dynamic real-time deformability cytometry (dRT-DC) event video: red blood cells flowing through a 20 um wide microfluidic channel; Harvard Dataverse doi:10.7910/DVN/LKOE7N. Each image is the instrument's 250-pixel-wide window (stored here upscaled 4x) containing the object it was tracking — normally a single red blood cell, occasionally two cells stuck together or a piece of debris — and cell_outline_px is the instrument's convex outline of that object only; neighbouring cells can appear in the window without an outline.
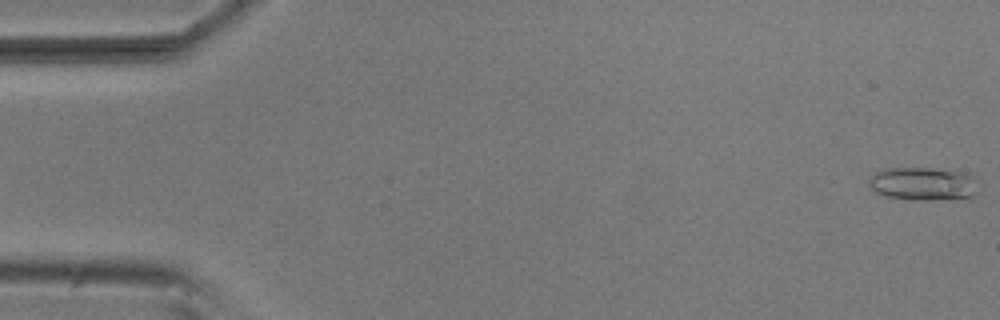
{"species": "common noctule bat (a hibernating species)", "species_latin": "Nyctalus noctula", "temperature_condition": "room temperature", "stored_images_in_passage": 17, "camera_frame_rate_fps": 3000, "um_per_image_px": 0.085, "animal": {"sex": "male", "body_mass_g": 20.5, "forearm_length_mm": 52.5}, "frame": {"image": 1, "passage_image": 1, "time_ms": 0.0, "image_size_px": [1000, 320], "cell_outline_px": [[984, 188], [976, 196], [968, 200], [920, 200], [888, 196], [876, 192], [872, 188], [868, 180], [876, 172], [884, 168], [932, 168], [960, 172], [972, 176], [980, 180]], "centroid_in_image_um": [78.67, 15.65], "position_along_channel_um": 6.3, "area_um2": 21.96}}
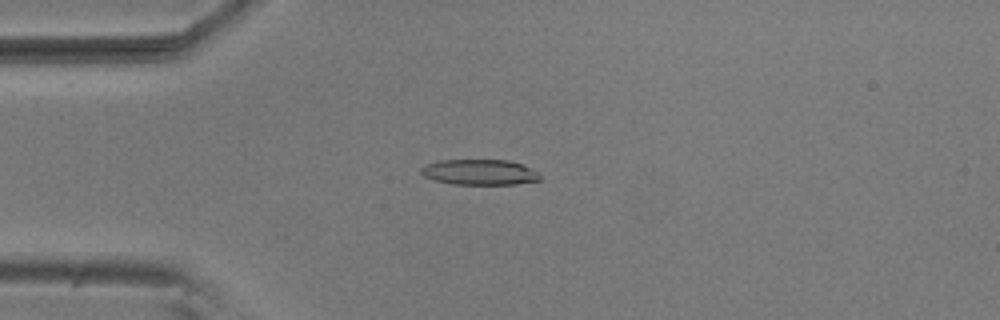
{"frame": {"image": 2, "passage_image": 14, "time_ms": 4.333, "image_size_px": [1000, 320], "cell_outline_px": [[540, 180], [516, 184], [452, 184], [436, 180], [424, 176], [420, 172], [420, 168], [424, 164], [440, 160], [508, 160], [520, 164], [536, 172], [540, 176]], "centroid_in_image_um": [40.71, 14.63], "position_along_channel_um": 44.3, "area_um2": 17.51}}